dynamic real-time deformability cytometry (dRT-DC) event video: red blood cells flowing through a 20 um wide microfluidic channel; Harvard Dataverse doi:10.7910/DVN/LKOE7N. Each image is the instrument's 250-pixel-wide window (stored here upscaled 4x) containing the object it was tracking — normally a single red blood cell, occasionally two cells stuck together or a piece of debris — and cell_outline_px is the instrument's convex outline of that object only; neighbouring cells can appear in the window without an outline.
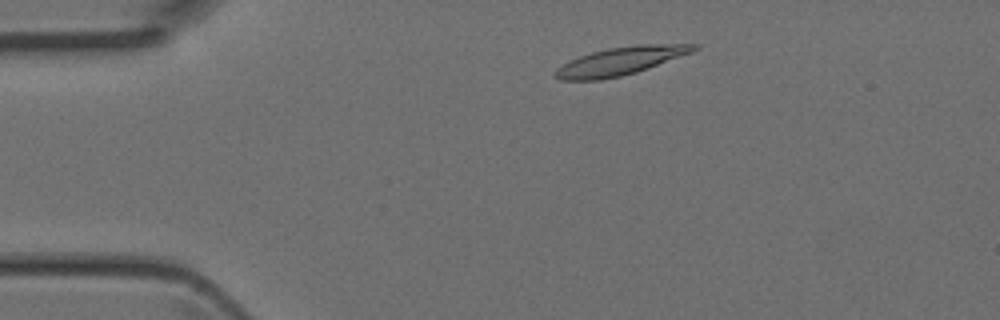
{"species": "Egyptian fruit bat (a non-hibernating species)", "species_latin": "Rousettus aegyptiacus", "temperature_condition": "room temperature", "stored_images_in_passage": 3, "camera_frame_rate_fps": 3000, "um_per_image_px": 0.085, "animal": {"sex": "female"}, "frame": {"image": 1, "passage_image": 2, "time_ms": 0.333, "image_size_px": [1000, 320], "cell_outline_px": [[700, 48], [692, 52], [648, 68], [636, 72], [620, 76], [600, 80], [560, 80], [552, 76], [552, 72], [556, 68], [568, 60], [592, 52], [608, 48], [636, 44], [700, 44]], "centroid_in_image_um": [52.7, 5.19], "position_along_channel_um": 32.3, "area_um2": 22.77}}